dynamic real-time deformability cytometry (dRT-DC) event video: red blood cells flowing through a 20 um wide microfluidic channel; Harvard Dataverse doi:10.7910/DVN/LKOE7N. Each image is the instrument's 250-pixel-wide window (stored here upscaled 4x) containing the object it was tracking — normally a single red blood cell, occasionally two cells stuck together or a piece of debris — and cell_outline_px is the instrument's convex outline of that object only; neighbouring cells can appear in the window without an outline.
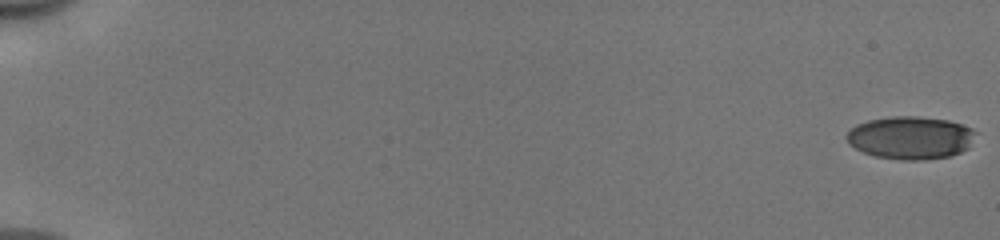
{"species": "human", "species_latin": "Homo sapiens", "temperature_condition": "cold", "stored_images_in_passage": 54, "camera_frame_rate_fps": 3000, "um_per_image_px": 0.085, "donor": {"sex": "male"}, "frame": {"image": 1, "passage_image": 1, "time_ms": 0.0, "image_size_px": [1000, 240], "cell_outline_px": [[980, 132], [968, 148], [960, 152], [948, 156], [920, 160], [900, 160], [876, 156], [864, 152], [848, 144], [844, 136], [856, 124], [868, 120], [892, 116], [916, 116], [948, 120], [972, 128]], "centroid_in_image_um": [77.41, 11.7], "position_along_channel_um": 7.6, "area_um2": 32.43}}
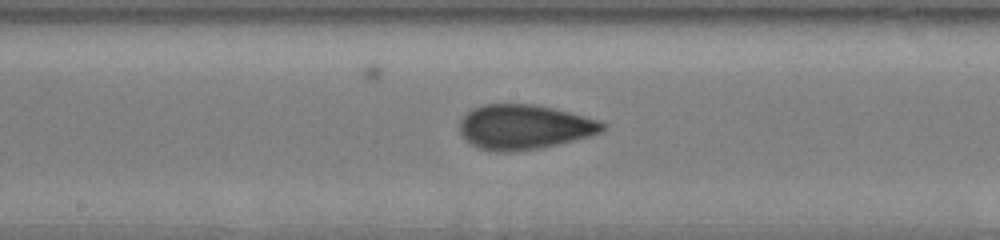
{"frame": {"image": 2, "passage_image": 31, "time_ms": 10.0, "image_size_px": [1000, 240], "cell_outline_px": [[608, 128], [592, 136], [540, 148], [508, 152], [496, 152], [476, 148], [460, 132], [460, 120], [472, 108], [484, 104], [536, 104], [600, 120], [608, 124]], "centroid_in_image_um": [44.59, 10.79], "position_along_channel_um": 203.6, "area_um2": 37.34}}
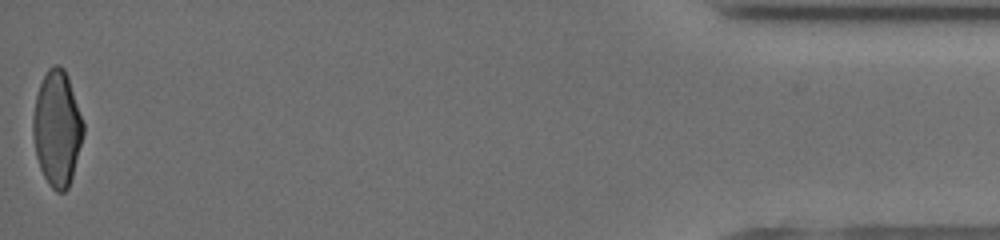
{"frame": {"image": 3, "passage_image": 54, "time_ms": 17.667, "image_size_px": [1000, 240], "cell_outline_px": [[84, 132], [72, 176], [68, 188], [64, 192], [56, 192], [48, 184], [40, 168], [36, 156], [32, 136], [32, 116], [36, 96], [40, 84], [48, 68], [52, 64], [60, 64], [64, 68], [68, 76], [84, 124]], "centroid_in_image_um": [4.83, 10.9], "position_along_channel_um": 430.4, "area_um2": 33.93}, "authors_computed_cell_mechanics": {"area_um2": 34.9979, "velocity_mm_per_s": 3.9924, "shape_relaxation_time_tau1_ms": 4.4398, "shape_relaxation_time_tau2_ms": 1.0613, "deformation_change_tau1": 0.163, "deformation_change_tau2": 0.0781}}